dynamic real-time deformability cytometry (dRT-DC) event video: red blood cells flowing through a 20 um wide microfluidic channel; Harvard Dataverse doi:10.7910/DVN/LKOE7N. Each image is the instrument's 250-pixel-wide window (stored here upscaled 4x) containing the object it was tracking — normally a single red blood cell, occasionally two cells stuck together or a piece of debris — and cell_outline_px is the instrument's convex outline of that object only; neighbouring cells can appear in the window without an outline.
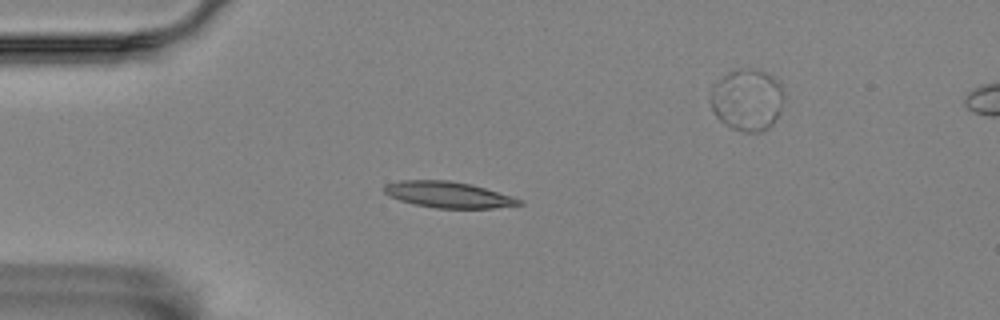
{"species": "Egyptian fruit bat (a non-hibernating species)", "species_latin": "Rousettus aegyptiacus", "temperature_condition": "room temperature", "stored_images_in_passage": 4, "camera_frame_rate_fps": 3000, "um_per_image_px": 0.085, "animal": {"sex": "female"}, "frame": {"image": 1, "passage_image": 2, "time_ms": 0.333, "image_size_px": [1000, 320], "cell_outline_px": [[524, 204], [492, 208], [436, 208], [412, 204], [388, 196], [384, 192], [384, 184], [400, 180], [448, 180], [472, 184], [512, 196], [524, 200]], "centroid_in_image_um": [38.09, 16.54], "position_along_channel_um": 46.9, "area_um2": 20.69}}
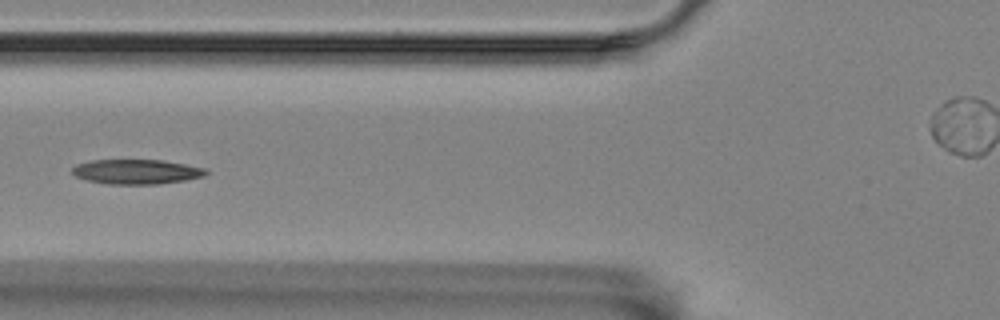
{"frame": {"image": 2, "passage_image": 4, "time_ms": 1.0, "image_size_px": [1000, 320], "cell_outline_px": [[208, 172], [204, 176], [184, 180], [156, 184], [108, 184], [88, 180], [76, 176], [72, 172], [72, 168], [76, 164], [92, 160], [160, 160], [184, 164], [204, 168]], "centroid_in_image_um": [11.58, 14.59], "position_along_channel_um": 114.2, "area_um2": 19.02}}